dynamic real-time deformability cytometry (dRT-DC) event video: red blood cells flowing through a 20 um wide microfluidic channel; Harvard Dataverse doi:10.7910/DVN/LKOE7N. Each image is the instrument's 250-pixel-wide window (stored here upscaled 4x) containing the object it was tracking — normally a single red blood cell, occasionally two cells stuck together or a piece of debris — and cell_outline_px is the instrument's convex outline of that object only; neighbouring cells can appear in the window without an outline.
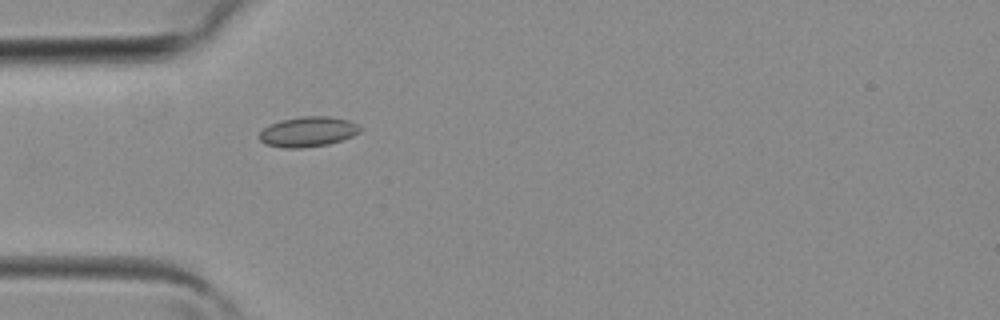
{"species": "common noctule bat (a hibernating species)", "species_latin": "Nyctalus noctula", "temperature_condition": "room temperature", "stored_images_in_passage": 2, "camera_frame_rate_fps": 3000, "um_per_image_px": 0.085, "animal": {"sex": "female", "body_mass_g": 19.3, "forearm_length_mm": 54.1}, "frame": {"image": 1, "passage_image": 2, "time_ms": 0.333, "image_size_px": [1000, 320], "cell_outline_px": [[360, 132], [352, 136], [328, 144], [300, 148], [284, 148], [264, 144], [260, 140], [260, 132], [268, 124], [280, 120], [300, 116], [332, 116], [348, 120], [356, 124], [360, 128]], "centroid_in_image_um": [26.14, 11.19], "position_along_channel_um": 58.9, "area_um2": 17.69}}